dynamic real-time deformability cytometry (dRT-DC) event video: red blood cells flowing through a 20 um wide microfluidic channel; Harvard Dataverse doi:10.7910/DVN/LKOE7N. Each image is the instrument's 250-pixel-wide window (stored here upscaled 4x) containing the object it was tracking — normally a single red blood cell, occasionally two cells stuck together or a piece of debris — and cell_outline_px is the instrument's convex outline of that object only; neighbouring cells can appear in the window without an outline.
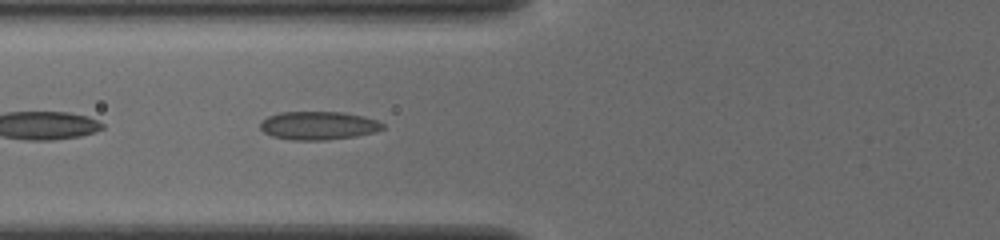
{"species": "common noctule bat (a hibernating species)", "species_latin": "Nyctalus noctula", "temperature_condition": "cold", "stored_images_in_passage": 39, "camera_frame_rate_fps": 3000, "um_per_image_px": 0.085, "animal": {"sex": "female", "body_mass_g": 19.5, "forearm_length_mm": 54.1}, "frame": {"image": 1, "passage_image": 8, "time_ms": 2.333, "image_size_px": [1000, 240], "cell_outline_px": [[384, 128], [376, 132], [356, 136], [328, 140], [292, 140], [272, 136], [264, 132], [260, 128], [260, 124], [268, 116], [280, 112], [344, 112], [364, 116], [376, 120], [384, 124]], "centroid_in_image_um": [27.09, 10.67], "position_along_channel_um": 98.7, "area_um2": 20.29}}
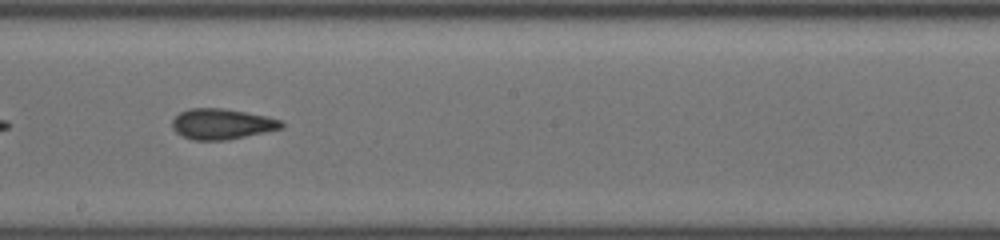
{"frame": {"image": 2, "passage_image": 18, "time_ms": 5.667, "image_size_px": [1000, 240], "cell_outline_px": [[284, 128], [228, 140], [192, 140], [180, 136], [172, 128], [172, 120], [180, 112], [188, 108], [220, 108], [268, 116], [280, 120], [284, 124]], "centroid_in_image_um": [18.84, 10.55], "position_along_channel_um": 229.4, "area_um2": 19.59}}
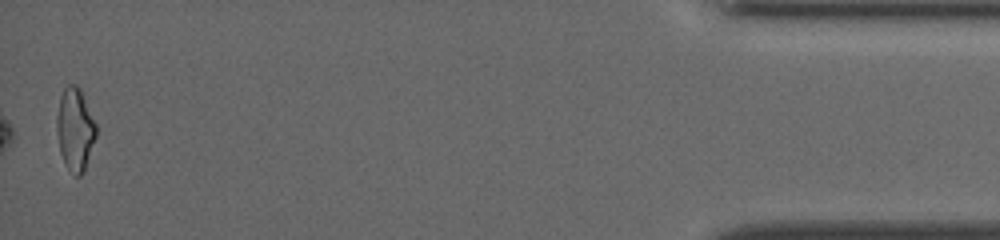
{"frame": {"image": 3, "passage_image": 39, "time_ms": 12.667, "image_size_px": [1000, 240], "cell_outline_px": [[96, 136], [84, 172], [80, 176], [76, 176], [68, 168], [60, 152], [56, 132], [56, 116], [60, 96], [64, 88], [68, 84], [76, 84], [80, 88], [96, 124]], "centroid_in_image_um": [6.37, 10.97], "position_along_channel_um": 428.8, "area_um2": 18.96}, "authors_computed_cell_mechanics": {"area_um2": 19.4208, "velocity_mm_per_s": 3.9086, "shape_relaxation_time_tau1_ms": null, "shape_relaxation_time_tau2_ms": 2.778, "deformation_change_tau1": null, "deformation_change_tau2": 0.109}}